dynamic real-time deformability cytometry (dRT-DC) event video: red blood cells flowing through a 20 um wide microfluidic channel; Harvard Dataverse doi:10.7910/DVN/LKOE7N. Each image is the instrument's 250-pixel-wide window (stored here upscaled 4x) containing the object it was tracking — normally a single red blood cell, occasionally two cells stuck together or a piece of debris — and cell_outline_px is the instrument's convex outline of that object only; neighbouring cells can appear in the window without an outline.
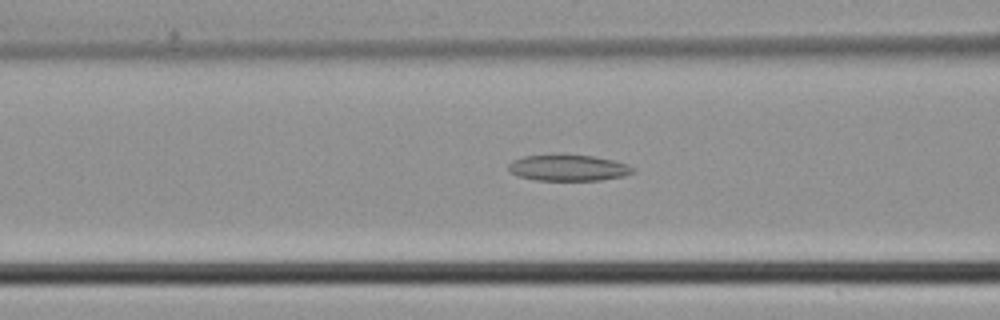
{"species": "common noctule bat (a hibernating species)", "species_latin": "Nyctalus noctula", "temperature_condition": "cold", "stored_images_in_passage": 44, "camera_frame_rate_fps": 3000, "um_per_image_px": 0.085, "animal": {"sex": "male", "body_mass_g": 21.5, "forearm_length_mm": 52.0}, "frame": {"image": 1, "passage_image": 17, "time_ms": 5.333, "image_size_px": [1000, 320], "cell_outline_px": [[636, 172], [624, 176], [600, 180], [536, 180], [516, 176], [508, 168], [508, 164], [512, 160], [524, 156], [592, 156], [612, 160], [628, 164], [636, 168]], "centroid_in_image_um": [48.34, 14.29], "position_along_channel_um": 118.3, "area_um2": 18.67}}
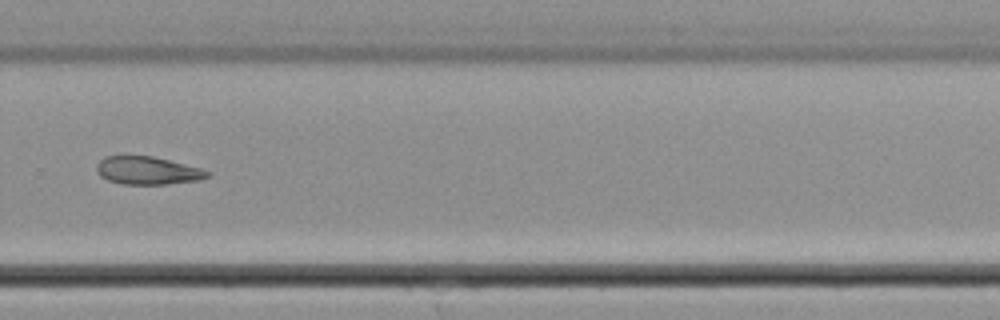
{"frame": {"image": 2, "passage_image": 30, "time_ms": 9.667, "image_size_px": [1000, 320], "cell_outline_px": [[212, 176], [200, 180], [164, 184], [120, 184], [108, 180], [100, 176], [96, 168], [96, 164], [104, 156], [120, 152], [124, 152], [152, 156], [200, 168], [212, 172]], "centroid_in_image_um": [12.48, 14.45], "position_along_channel_um": 317.3, "area_um2": 18.79}}
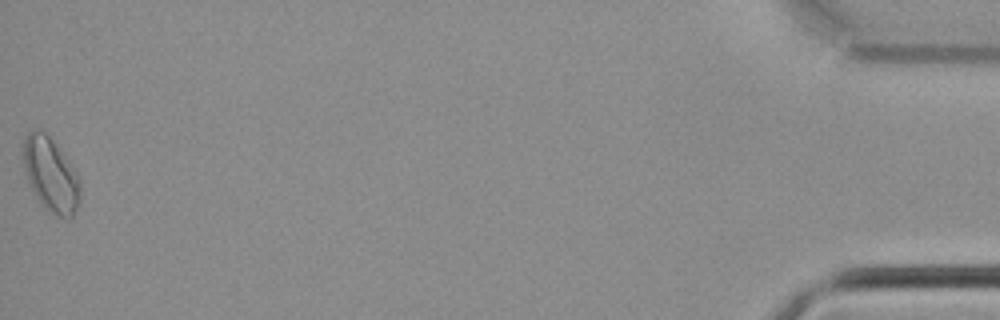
{"frame": {"image": 3, "passage_image": 44, "time_ms": 14.333, "image_size_px": [1000, 320], "cell_outline_px": [[80, 200], [72, 220], [68, 220], [56, 216], [48, 212], [44, 208], [36, 196], [28, 180], [24, 168], [20, 144], [28, 132], [32, 128], [44, 132], [52, 140], [72, 168], [80, 180]], "centroid_in_image_um": [4.28, 14.88], "position_along_channel_um": 430.9, "area_um2": 24.74}}